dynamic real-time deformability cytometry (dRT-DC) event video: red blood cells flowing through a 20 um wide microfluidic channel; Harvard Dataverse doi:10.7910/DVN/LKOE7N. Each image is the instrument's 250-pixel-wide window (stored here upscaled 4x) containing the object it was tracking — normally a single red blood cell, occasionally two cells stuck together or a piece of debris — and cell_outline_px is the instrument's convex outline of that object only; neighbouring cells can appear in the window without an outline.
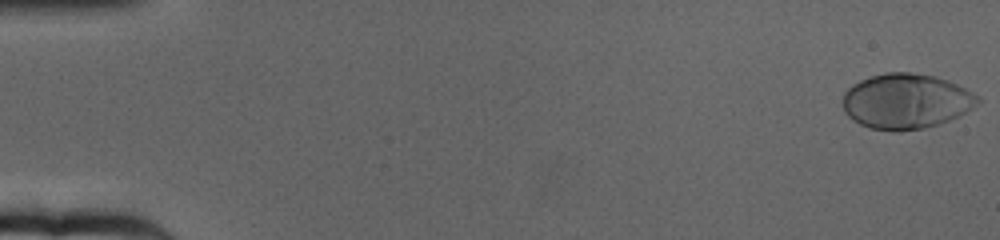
{"species": "human", "species_latin": "Homo sapiens", "temperature_condition": "cold", "stored_images_in_passage": 17, "camera_frame_rate_fps": 3000, "um_per_image_px": 0.085, "donor": {"sex": "female"}, "frame": {"image": 1, "passage_image": 1, "time_ms": 0.0, "image_size_px": [1000, 240], "cell_outline_px": [[980, 100], [972, 108], [948, 120], [924, 128], [900, 132], [892, 132], [868, 128], [852, 120], [844, 112], [844, 92], [852, 84], [860, 80], [884, 72], [912, 72], [936, 76], [948, 80], [980, 96]], "centroid_in_image_um": [76.98, 8.61], "position_along_channel_um": 8.0, "area_um2": 43.52}}